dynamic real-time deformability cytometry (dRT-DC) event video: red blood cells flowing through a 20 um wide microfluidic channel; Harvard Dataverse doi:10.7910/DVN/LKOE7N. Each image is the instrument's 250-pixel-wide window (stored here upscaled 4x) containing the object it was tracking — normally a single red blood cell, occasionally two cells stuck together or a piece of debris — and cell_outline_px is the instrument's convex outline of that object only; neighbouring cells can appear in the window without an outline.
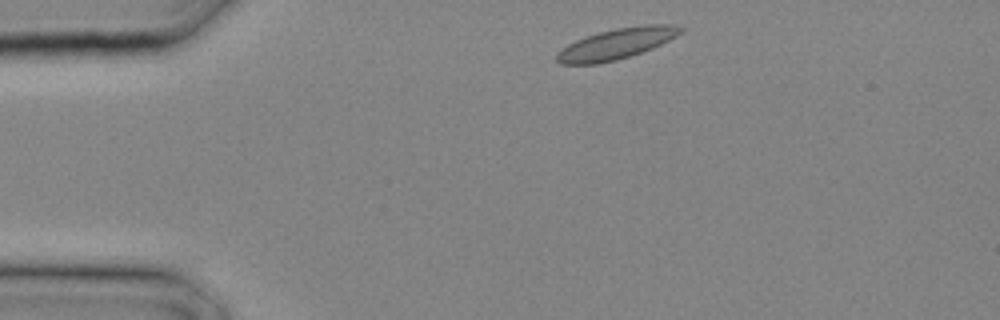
{"species": "common noctule bat (a hibernating species)", "species_latin": "Nyctalus noctula", "temperature_condition": "cold", "stored_images_in_passage": 20, "camera_frame_rate_fps": 3000, "um_per_image_px": 0.085, "animal": {"sex": "male", "body_mass_g": 20.4}, "frame": {"image": 1, "passage_image": 1, "time_ms": 0.0, "image_size_px": [1000, 320], "cell_outline_px": [[684, 28], [676, 36], [652, 48], [616, 60], [596, 64], [560, 64], [556, 60], [556, 52], [568, 44], [576, 40], [600, 32], [616, 28], [648, 24], [672, 24]], "centroid_in_image_um": [52.37, 3.72], "position_along_channel_um": 32.6, "area_um2": 21.85}}
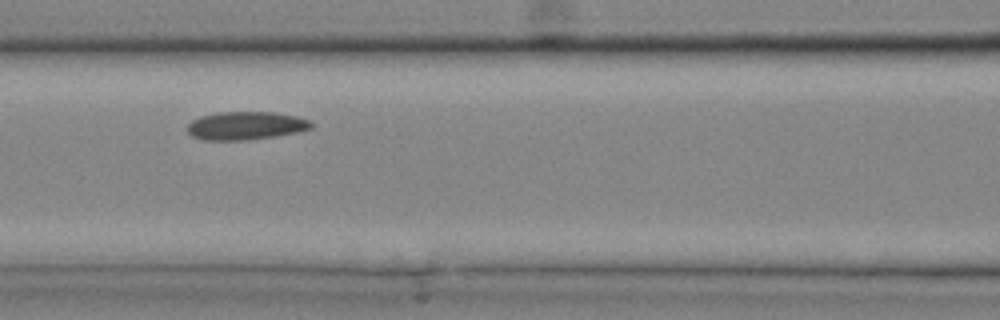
{"frame": {"image": 2, "passage_image": 8, "time_ms": 2.333, "image_size_px": [1000, 320], "cell_outline_px": [[312, 128], [296, 132], [276, 136], [248, 140], [200, 140], [192, 136], [188, 132], [188, 124], [192, 120], [200, 116], [216, 112], [276, 112], [296, 116], [308, 120], [312, 124]], "centroid_in_image_um": [20.86, 10.68], "position_along_channel_um": 145.7, "area_um2": 20.4}}
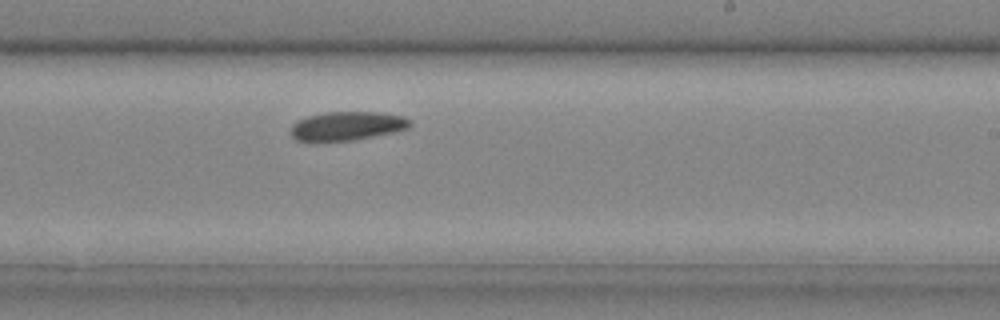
{"frame": {"image": 3, "passage_image": 13, "time_ms": 4.0, "image_size_px": [1000, 320], "cell_outline_px": [[412, 124], [408, 128], [392, 132], [352, 140], [296, 140], [292, 136], [292, 124], [296, 120], [308, 116], [324, 112], [376, 112], [404, 116], [412, 120]], "centroid_in_image_um": [29.52, 10.68], "position_along_channel_um": 259.5, "area_um2": 19.71}}